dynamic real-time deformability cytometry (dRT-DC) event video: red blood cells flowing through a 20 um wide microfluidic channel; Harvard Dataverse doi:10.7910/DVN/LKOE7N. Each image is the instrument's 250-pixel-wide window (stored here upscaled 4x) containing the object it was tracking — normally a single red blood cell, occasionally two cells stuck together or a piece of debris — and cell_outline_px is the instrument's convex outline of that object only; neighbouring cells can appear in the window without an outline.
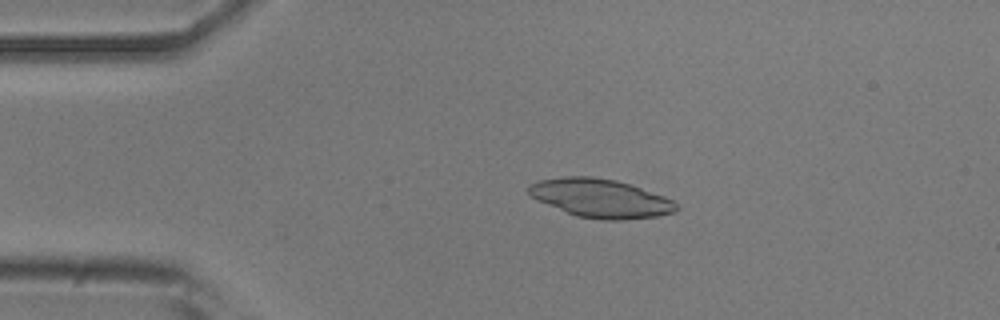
{"species": "common noctule bat (a hibernating species)", "species_latin": "Nyctalus noctula", "temperature_condition": "room temperature", "stored_images_in_passage": 53, "camera_frame_rate_fps": 3000, "um_per_image_px": 0.085, "animal": {"sex": "male", "body_mass_g": 20.5, "forearm_length_mm": 52.5}, "frame": {"image": 1, "passage_image": 11, "time_ms": 3.333, "image_size_px": [1000, 320], "cell_outline_px": [[680, 208], [676, 212], [656, 216], [624, 220], [600, 220], [576, 216], [540, 200], [532, 196], [528, 192], [528, 184], [540, 180], [564, 176], [592, 176], [616, 180], [664, 196], [672, 200]], "centroid_in_image_um": [51.07, 16.85], "position_along_channel_um": 33.9, "area_um2": 32.95}}